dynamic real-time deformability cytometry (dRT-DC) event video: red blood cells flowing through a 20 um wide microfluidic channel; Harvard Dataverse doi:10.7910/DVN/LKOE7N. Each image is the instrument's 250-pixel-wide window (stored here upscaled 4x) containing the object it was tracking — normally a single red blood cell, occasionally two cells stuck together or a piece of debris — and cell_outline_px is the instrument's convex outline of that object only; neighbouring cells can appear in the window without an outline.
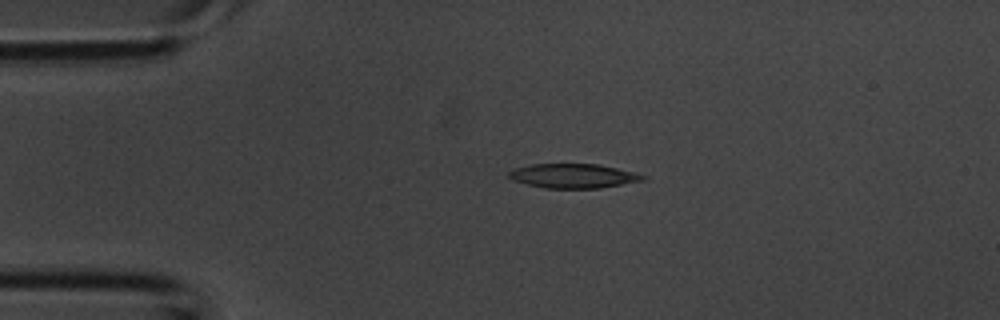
{"species": "common noctule bat (a hibernating species)", "species_latin": "Nyctalus noctula", "temperature_condition": "room temperature", "stored_images_in_passage": 3, "camera_frame_rate_fps": 3000, "um_per_image_px": 0.085, "animal": {"sex": "male", "body_mass_g": 20.1, "forearm_length_mm": 53.5}, "frame": {"image": 1, "passage_image": 2, "time_ms": 0.333, "image_size_px": [1000, 320], "cell_outline_px": [[648, 176], [644, 180], [600, 188], [544, 188], [512, 180], [508, 176], [508, 172], [512, 168], [532, 164], [600, 164]], "centroid_in_image_um": [48.69, 14.95], "position_along_channel_um": 36.3, "area_um2": 18.96}}